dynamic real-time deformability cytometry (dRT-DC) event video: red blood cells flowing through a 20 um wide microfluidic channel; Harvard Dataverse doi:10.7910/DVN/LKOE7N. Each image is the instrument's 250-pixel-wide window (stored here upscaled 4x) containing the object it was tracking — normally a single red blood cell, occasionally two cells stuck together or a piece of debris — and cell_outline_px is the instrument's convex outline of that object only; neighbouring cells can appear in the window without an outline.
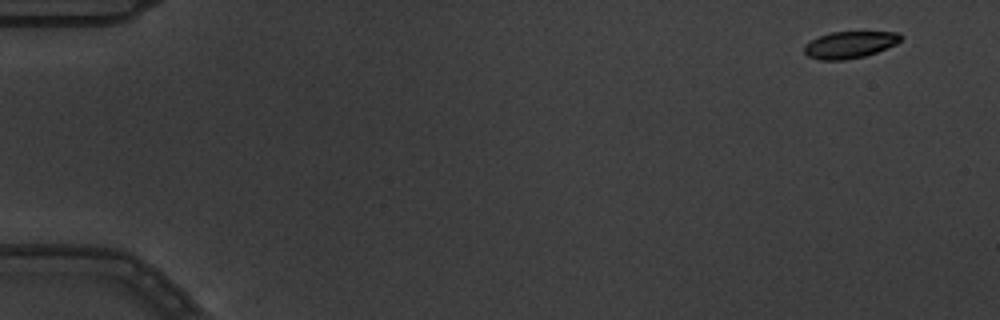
{"species": "common noctule bat (a hibernating species)", "species_latin": "Nyctalus noctula", "temperature_condition": "warm", "stored_images_in_passage": 5, "camera_frame_rate_fps": 3000, "um_per_image_px": 0.085, "animal": {"sex": "male", "body_mass_g": 19.5, "forearm_length_mm": 54.6}, "frame": {"image": 1, "passage_image": 1, "time_ms": 0.0, "image_size_px": [1000, 320], "cell_outline_px": [[904, 36], [896, 44], [876, 52], [864, 56], [844, 60], [820, 60], [808, 56], [804, 52], [804, 44], [820, 36], [832, 32], [896, 32]], "centroid_in_image_um": [72.22, 3.8], "position_along_channel_um": 12.8, "area_um2": 14.97}}